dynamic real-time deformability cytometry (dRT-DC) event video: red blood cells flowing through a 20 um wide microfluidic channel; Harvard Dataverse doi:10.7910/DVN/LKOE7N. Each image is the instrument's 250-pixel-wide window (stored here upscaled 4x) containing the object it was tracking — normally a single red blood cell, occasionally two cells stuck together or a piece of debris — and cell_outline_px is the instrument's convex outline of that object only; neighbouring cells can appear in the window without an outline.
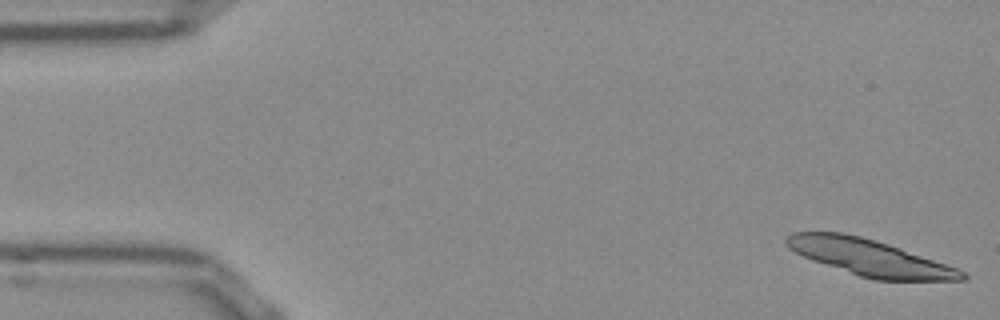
{"species": "Egyptian fruit bat (a non-hibernating species)", "species_latin": "Rousettus aegyptiacus", "temperature_condition": "room temperature", "stored_images_in_passage": 14, "camera_frame_rate_fps": 3000, "um_per_image_px": 0.085, "frame": {"image": 1, "passage_image": 1, "time_ms": 0.0, "image_size_px": [1000, 320], "cell_outline_px": [[968, 276], [964, 280], [876, 280], [860, 276], [812, 260], [788, 248], [784, 244], [784, 240], [792, 232], [840, 232], [860, 236], [888, 244], [956, 268], [964, 272]], "centroid_in_image_um": [73.87, 21.89], "position_along_channel_um": 11.1, "area_um2": 36.53}}